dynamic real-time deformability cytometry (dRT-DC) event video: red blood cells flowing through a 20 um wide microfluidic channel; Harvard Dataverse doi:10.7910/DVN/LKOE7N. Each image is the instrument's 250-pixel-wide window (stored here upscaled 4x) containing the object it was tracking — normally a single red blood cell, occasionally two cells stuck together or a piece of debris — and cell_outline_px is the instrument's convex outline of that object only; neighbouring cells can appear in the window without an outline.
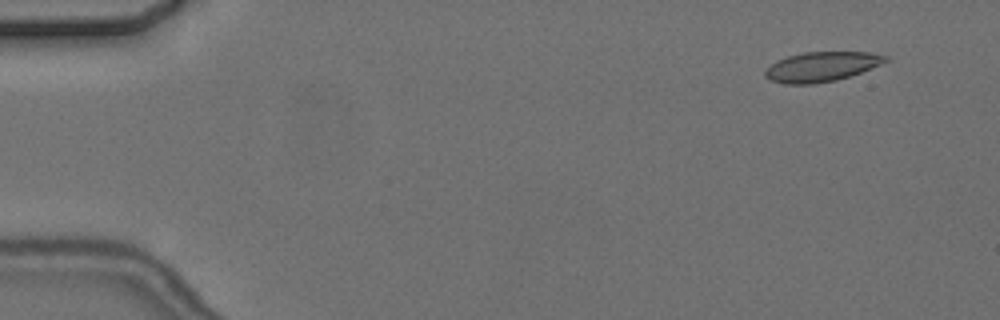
{"species": "common noctule bat (a hibernating species)", "species_latin": "Nyctalus noctula", "temperature_condition": "cold", "stored_images_in_passage": 7, "camera_frame_rate_fps": 3000, "um_per_image_px": 0.085, "animal": {"sex": "female", "body_mass_g": 24.6, "forearm_length_mm": 56.2}, "frame": {"image": 1, "passage_image": 2, "time_ms": 1.0, "image_size_px": [1000, 320], "cell_outline_px": [[888, 60], [872, 68], [836, 80], [812, 84], [784, 84], [772, 80], [764, 76], [764, 72], [776, 60], [788, 56], [804, 52], [868, 52], [888, 56]], "centroid_in_image_um": [69.81, 5.66], "position_along_channel_um": 15.2, "area_um2": 20.63}}
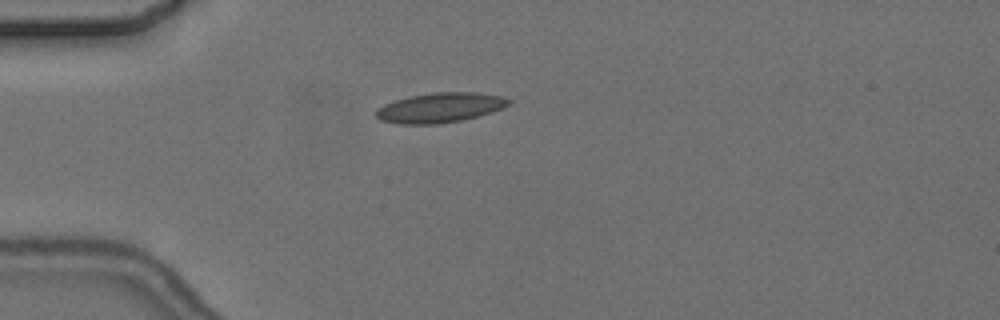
{"frame": {"image": 2, "passage_image": 5, "time_ms": 4.667, "image_size_px": [1000, 320], "cell_outline_px": [[512, 104], [492, 112], [460, 120], [440, 124], [400, 124], [380, 120], [376, 116], [376, 108], [384, 104], [408, 96], [432, 92], [476, 92], [504, 96], [512, 100]], "centroid_in_image_um": [37.42, 9.14], "position_along_channel_um": 47.6, "area_um2": 23.24}}
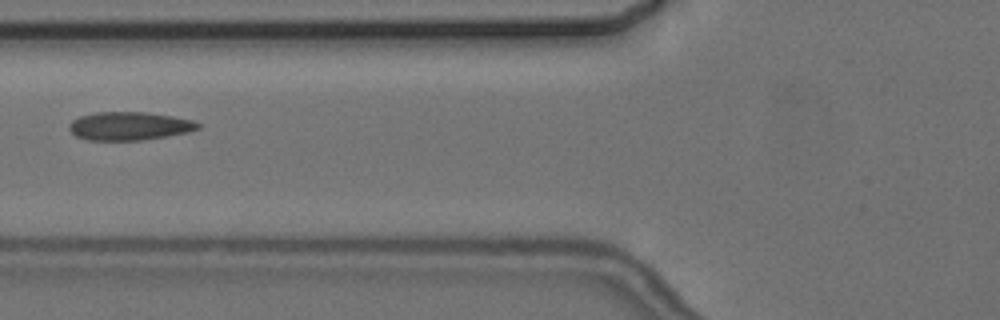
{"frame": {"image": 3, "passage_image": 7, "time_ms": 7.0, "image_size_px": [1000, 320], "cell_outline_px": [[200, 128], [188, 132], [168, 136], [140, 140], [88, 140], [76, 136], [68, 128], [68, 124], [72, 120], [80, 116], [96, 112], [148, 112], [172, 116], [192, 120], [200, 124]], "centroid_in_image_um": [10.98, 10.71], "position_along_channel_um": 114.8, "area_um2": 21.27}}